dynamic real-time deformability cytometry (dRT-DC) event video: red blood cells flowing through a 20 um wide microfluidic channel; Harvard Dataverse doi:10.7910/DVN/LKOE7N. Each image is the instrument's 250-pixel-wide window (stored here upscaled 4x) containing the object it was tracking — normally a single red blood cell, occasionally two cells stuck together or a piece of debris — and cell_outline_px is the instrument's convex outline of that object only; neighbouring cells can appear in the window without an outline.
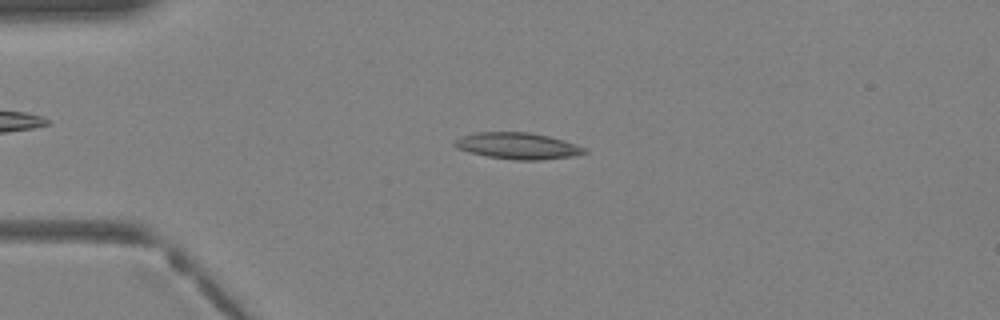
{"species": "Egyptian fruit bat (a non-hibernating species)", "species_latin": "Rousettus aegyptiacus", "temperature_condition": "warm", "stored_images_in_passage": 39, "camera_frame_rate_fps": 3000, "um_per_image_px": 0.085, "animal": {"sex": "female"}, "frame": {"image": 1, "passage_image": 9, "time_ms": 2.667, "image_size_px": [1000, 320], "cell_outline_px": [[588, 152], [576, 156], [540, 160], [516, 160], [488, 156], [468, 152], [456, 148], [452, 144], [460, 136], [476, 132], [528, 132], [548, 136], [564, 140], [588, 148]], "centroid_in_image_um": [44.03, 12.4], "position_along_channel_um": 41.0, "area_um2": 20.17}}
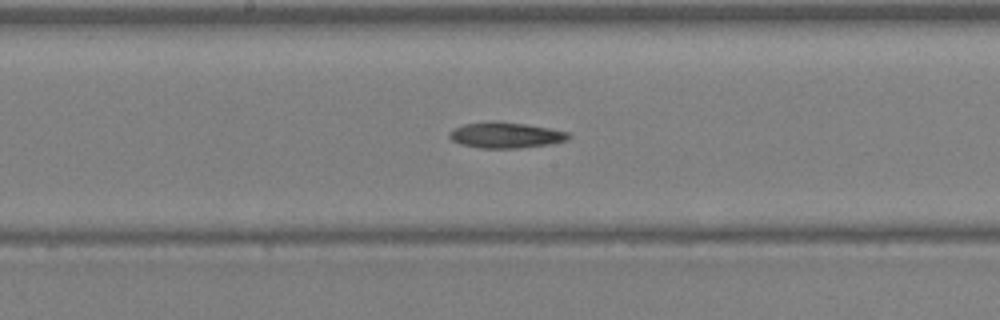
{"frame": {"image": 2, "passage_image": 20, "time_ms": 6.333, "image_size_px": [1000, 320], "cell_outline_px": [[572, 136], [568, 140], [548, 144], [516, 148], [480, 148], [460, 144], [452, 140], [448, 136], [448, 132], [452, 128], [464, 124], [492, 120], [496, 120], [528, 124], [552, 128], [568, 132]], "centroid_in_image_um": [42.96, 11.46], "position_along_channel_um": 205.2, "area_um2": 18.26}}
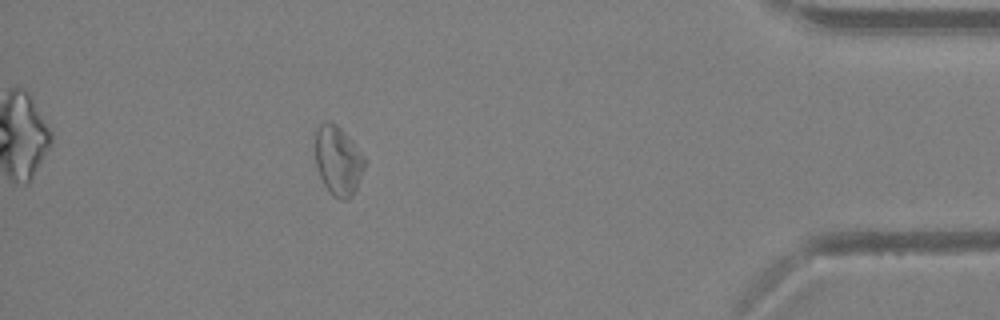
{"frame": {"image": 3, "passage_image": 34, "time_ms": 11.0, "image_size_px": [1000, 320], "cell_outline_px": [[364, 168], [356, 188], [352, 196], [348, 200], [340, 200], [332, 196], [328, 192], [316, 168], [316, 128], [320, 124], [328, 120], [336, 124], [344, 132], [364, 156]], "centroid_in_image_um": [28.72, 13.68], "position_along_channel_um": 406.5, "area_um2": 19.83}}